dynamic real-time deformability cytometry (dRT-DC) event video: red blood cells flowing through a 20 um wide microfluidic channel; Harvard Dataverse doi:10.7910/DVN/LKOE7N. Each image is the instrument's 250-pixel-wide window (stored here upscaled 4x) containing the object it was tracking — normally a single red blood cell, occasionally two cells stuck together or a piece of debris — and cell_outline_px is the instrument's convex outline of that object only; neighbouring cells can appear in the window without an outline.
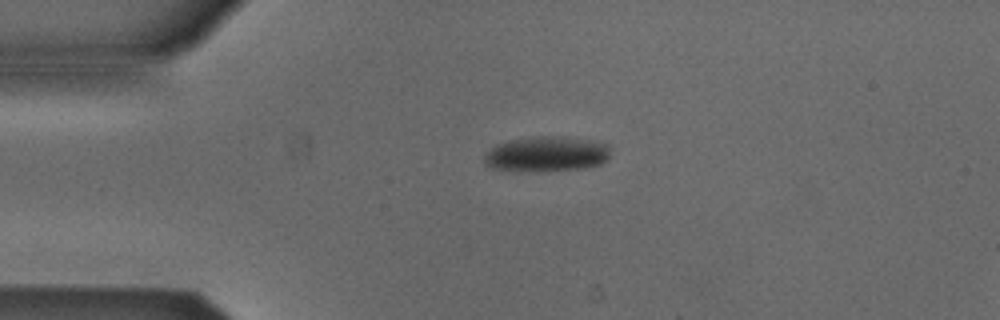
{"species": "Egyptian fruit bat (a non-hibernating species)", "species_latin": "Rousettus aegyptiacus", "temperature_condition": "cold", "stored_images_in_passage": 42, "camera_frame_rate_fps": 3000, "um_per_image_px": 0.085, "animal": {"sex": "male"}, "frame": {"image": 1, "passage_image": 1, "time_ms": 0.0, "image_size_px": [1000, 320], "cell_outline_px": [[608, 156], [600, 164], [580, 168], [488, 168], [484, 164], [484, 152], [496, 144], [512, 140], [540, 136], [544, 136], [588, 140], [608, 144]], "centroid_in_image_um": [46.4, 13.04], "position_along_channel_um": 38.6, "area_um2": 24.22}}
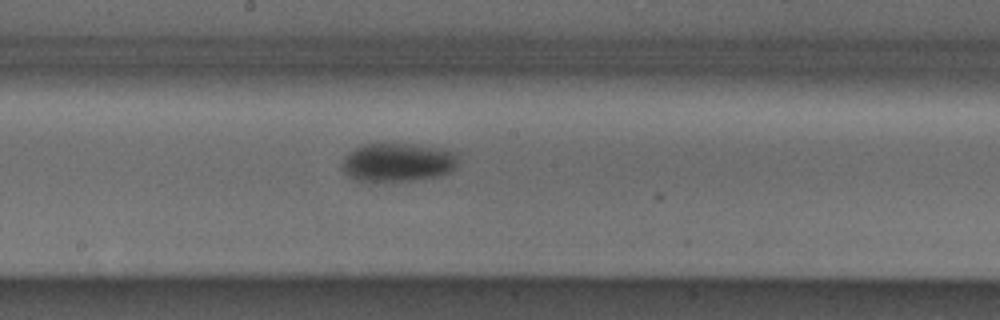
{"frame": {"image": 2, "passage_image": 17, "time_ms": 5.333, "image_size_px": [1000, 320], "cell_outline_px": [[460, 160], [456, 168], [448, 172], [436, 176], [412, 180], [356, 180], [348, 176], [340, 168], [340, 164], [344, 156], [348, 152], [364, 144], [420, 144], [460, 152]], "centroid_in_image_um": [33.85, 13.77], "position_along_channel_um": 214.4, "area_um2": 26.36}}
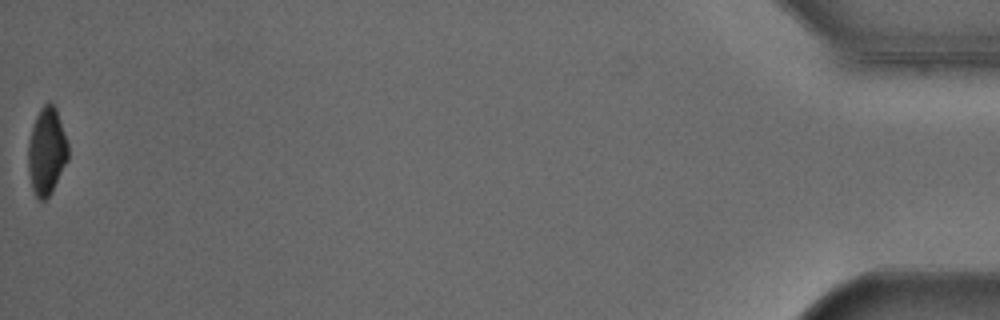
{"frame": {"image": 3, "passage_image": 42, "time_ms": 13.667, "image_size_px": [1000, 320], "cell_outline_px": [[68, 160], [52, 192], [44, 200], [40, 200], [36, 196], [32, 188], [28, 172], [28, 140], [36, 116], [40, 108], [48, 100], [56, 108], [68, 144]], "centroid_in_image_um": [3.96, 12.85], "position_along_channel_um": 431.2, "area_um2": 20.35}, "authors_computed_cell_mechanics": {"area_um2": 25.5187, "velocity_mm_per_s": 3.8575, "shape_relaxation_time_tau1_ms": 2.5699, "shape_relaxation_time_tau2_ms": null, "deformation_change_tau1": 0.0899, "deformation_change_tau2": null}}